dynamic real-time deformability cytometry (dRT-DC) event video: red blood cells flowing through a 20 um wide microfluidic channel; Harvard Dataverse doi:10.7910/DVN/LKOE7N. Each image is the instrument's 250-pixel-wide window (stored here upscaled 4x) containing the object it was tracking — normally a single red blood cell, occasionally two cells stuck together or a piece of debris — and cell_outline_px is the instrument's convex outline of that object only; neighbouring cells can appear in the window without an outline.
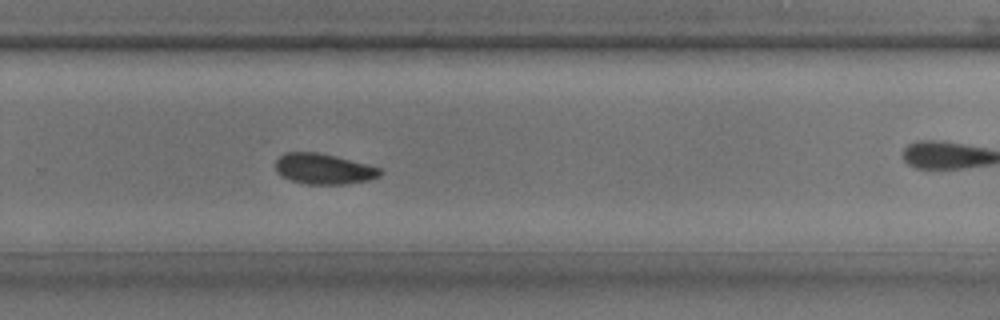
{"species": "common noctule bat (a hibernating species)", "species_latin": "Nyctalus noctula", "temperature_condition": "room temperature", "stored_images_in_passage": 25, "camera_frame_rate_fps": 3000, "um_per_image_px": 0.085, "animal": {"sex": "male", "body_mass_g": 17.9, "forearm_length_mm": 54.2}, "frame": {"image": 1, "passage_image": 22, "time_ms": 7.0, "image_size_px": [1000, 320], "cell_outline_px": [[380, 176], [368, 180], [344, 184], [308, 184], [292, 180], [284, 176], [276, 168], [276, 160], [284, 152], [316, 152], [336, 156], [380, 168]], "centroid_in_image_um": [27.51, 14.35], "position_along_channel_um": 302.3, "area_um2": 18.21}}